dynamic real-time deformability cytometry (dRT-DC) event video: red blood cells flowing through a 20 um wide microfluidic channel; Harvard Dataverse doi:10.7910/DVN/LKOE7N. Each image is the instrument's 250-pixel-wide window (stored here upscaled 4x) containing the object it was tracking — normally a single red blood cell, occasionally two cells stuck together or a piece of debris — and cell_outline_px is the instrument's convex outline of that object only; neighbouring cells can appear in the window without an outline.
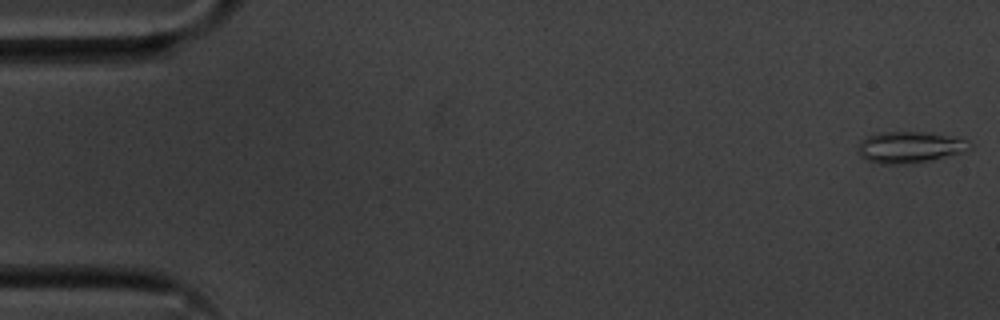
{"species": "common noctule bat (a hibernating species)", "species_latin": "Nyctalus noctula", "temperature_condition": "cold", "stored_images_in_passage": 55, "camera_frame_rate_fps": 3000, "um_per_image_px": 0.085, "animal": {"sex": "male", "body_mass_g": 20.1, "forearm_length_mm": 53.5}, "frame": {"image": 1, "passage_image": 1, "time_ms": 0.0, "image_size_px": [1000, 320], "cell_outline_px": [[972, 148], [960, 152], [932, 160], [904, 164], [880, 164], [868, 160], [860, 156], [860, 140], [868, 136], [880, 132], [932, 132], [968, 140], [972, 144]], "centroid_in_image_um": [77.35, 12.5], "position_along_channel_um": 7.6, "area_um2": 20.29}}
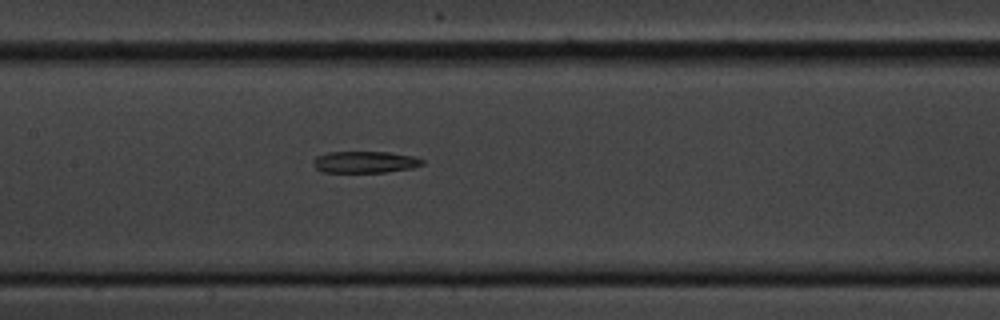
{"frame": {"image": 2, "passage_image": 26, "time_ms": 8.333, "image_size_px": [1000, 320], "cell_outline_px": [[424, 164], [412, 168], [384, 172], [324, 172], [316, 168], [312, 164], [312, 160], [316, 156], [328, 152], [388, 152], [412, 156], [424, 160]], "centroid_in_image_um": [30.99, 13.77], "position_along_channel_um": 176.4, "area_um2": 13.76}}
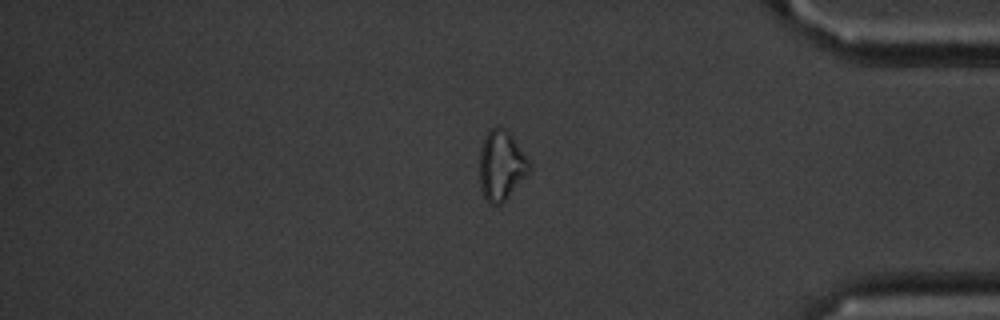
{"frame": {"image": 3, "passage_image": 46, "time_ms": 15.0, "image_size_px": [1000, 320], "cell_outline_px": [[532, 168], [508, 196], [500, 204], [488, 204], [480, 188], [480, 152], [484, 140], [488, 132], [496, 124], [500, 124], [508, 132], [532, 164]], "centroid_in_image_um": [42.6, 14.05], "position_along_channel_um": 392.6, "area_um2": 19.94}}